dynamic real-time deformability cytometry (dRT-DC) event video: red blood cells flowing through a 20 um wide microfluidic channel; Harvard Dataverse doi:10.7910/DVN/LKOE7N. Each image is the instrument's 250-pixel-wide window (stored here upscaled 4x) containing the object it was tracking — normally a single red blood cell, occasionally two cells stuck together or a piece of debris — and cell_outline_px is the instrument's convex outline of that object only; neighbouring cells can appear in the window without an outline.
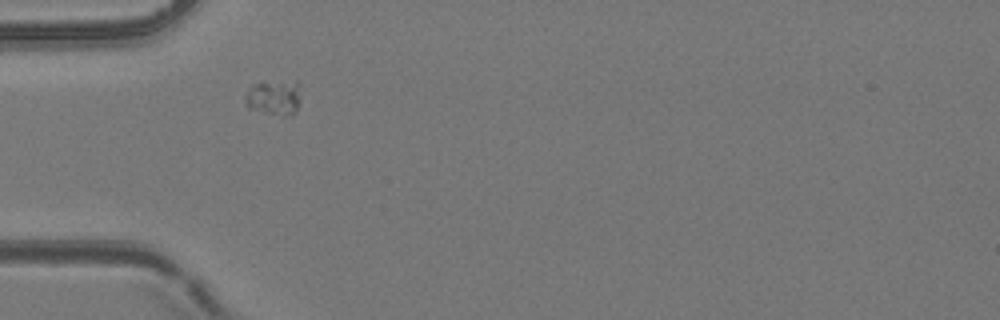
{"species": "common noctule bat (a hibernating species)", "species_latin": "Nyctalus noctula", "temperature_condition": "room temperature", "stored_images_in_passage": 5, "camera_frame_rate_fps": 3000, "um_per_image_px": 0.085, "animal": {"sex": "female", "body_mass_g": 24.6, "forearm_length_mm": 56.2}, "frame": {"image": 1, "passage_image": 2, "time_ms": 0.333, "image_size_px": [1000, 320], "cell_outline_px": [[300, 104], [296, 112], [292, 116], [280, 116], [248, 108], [244, 100], [244, 96], [252, 84], [260, 80], [296, 80], [300, 84]], "centroid_in_image_um": [23.32, 8.24], "position_along_channel_um": 61.7, "area_um2": 12.25}}